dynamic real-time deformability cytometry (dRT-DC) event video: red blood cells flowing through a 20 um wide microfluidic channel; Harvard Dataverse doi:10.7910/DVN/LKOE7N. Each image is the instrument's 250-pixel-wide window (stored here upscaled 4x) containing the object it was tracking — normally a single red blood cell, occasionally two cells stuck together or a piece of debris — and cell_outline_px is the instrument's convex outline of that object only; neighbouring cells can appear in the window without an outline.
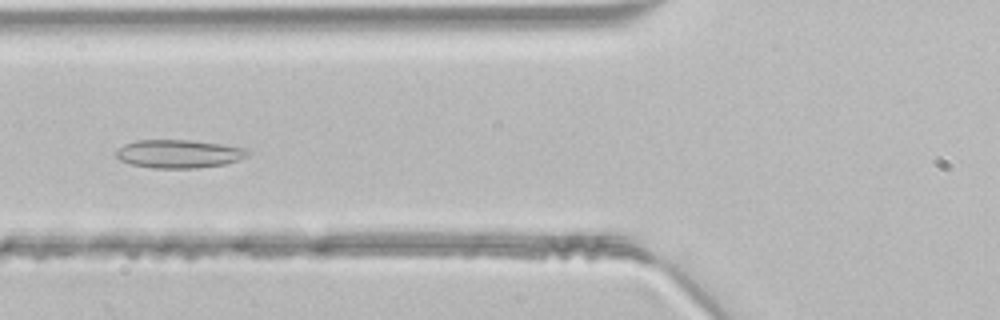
{"species": "common noctule bat (a hibernating species)", "species_latin": "Nyctalus noctula", "temperature_condition": "room temperature", "stored_images_in_passage": 47, "camera_frame_rate_fps": 3000, "um_per_image_px": 0.085, "animal": {"sex": "male", "body_mass_g": 21.5, "forearm_length_mm": 52.0}, "frame": {"image": 1, "passage_image": 17, "time_ms": 5.333, "image_size_px": [1000, 320], "cell_outline_px": [[252, 152], [248, 156], [240, 160], [224, 164], [196, 168], [152, 168], [132, 164], [120, 160], [116, 156], [116, 152], [124, 144], [136, 140], [188, 140], [220, 144], [248, 148]], "centroid_in_image_um": [15.25, 13.07], "position_along_channel_um": 110.5, "area_um2": 21.73}}
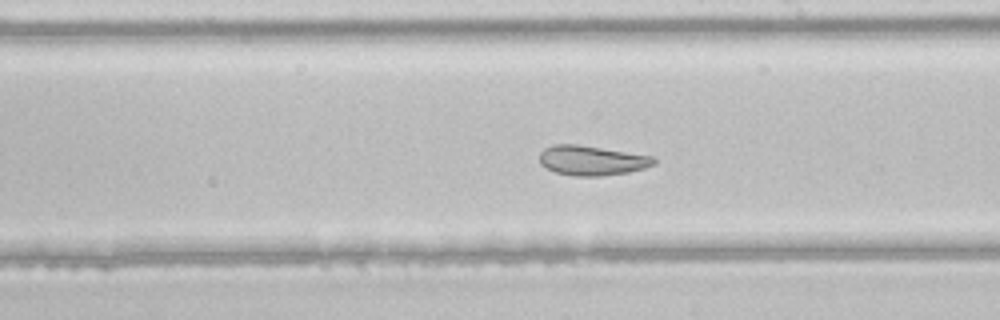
{"frame": {"image": 2, "passage_image": 26, "time_ms": 8.333, "image_size_px": [1000, 320], "cell_outline_px": [[656, 164], [644, 168], [628, 172], [600, 176], [572, 176], [556, 172], [540, 164], [540, 152], [544, 148], [552, 144], [576, 144], [652, 156], [656, 160]], "centroid_in_image_um": [50.29, 13.64], "position_along_channel_um": 238.7, "area_um2": 19.71}}
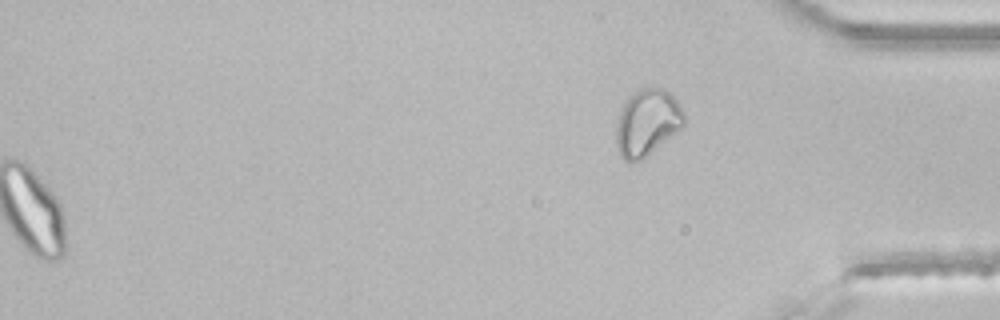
{"frame": {"image": 3, "passage_image": 47, "time_ms": 15.333, "image_size_px": [1000, 320], "cell_outline_px": [[684, 124], [676, 132], [640, 160], [624, 160], [620, 156], [616, 148], [616, 124], [620, 112], [628, 96], [636, 88], [664, 88], [676, 100], [684, 112]], "centroid_in_image_um": [54.98, 10.38], "position_along_channel_um": 380.2, "area_um2": 26.01}}